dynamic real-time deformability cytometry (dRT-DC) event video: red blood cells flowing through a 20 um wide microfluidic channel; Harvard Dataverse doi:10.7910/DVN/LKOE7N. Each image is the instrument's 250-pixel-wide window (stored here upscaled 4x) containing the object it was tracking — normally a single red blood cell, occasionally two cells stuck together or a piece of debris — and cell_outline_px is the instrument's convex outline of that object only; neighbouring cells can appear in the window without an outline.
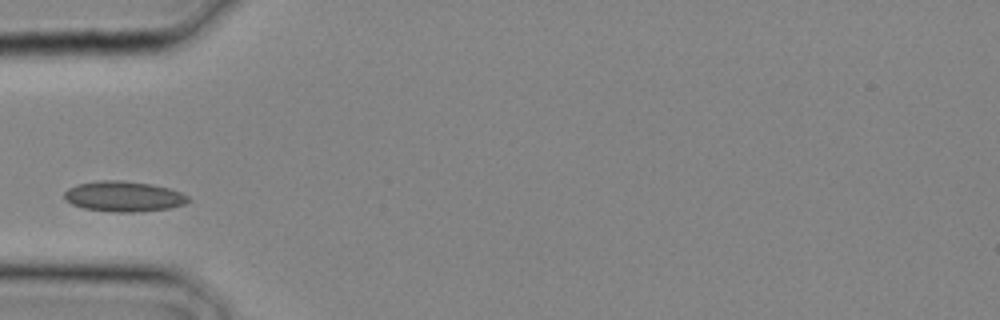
{"species": "common noctule bat (a hibernating species)", "species_latin": "Nyctalus noctula", "temperature_condition": "cold", "stored_images_in_passage": 4, "camera_frame_rate_fps": 3000, "um_per_image_px": 0.085, "animal": {"sex": "male", "body_mass_g": 20.4}, "frame": {"image": 1, "passage_image": 4, "time_ms": 1.0, "image_size_px": [1000, 320], "cell_outline_px": [[192, 200], [184, 204], [168, 208], [136, 212], [116, 212], [84, 208], [72, 204], [64, 200], [64, 192], [68, 188], [76, 184], [100, 180], [120, 180], [152, 184], [168, 188], [180, 192], [188, 196]], "centroid_in_image_um": [10.49, 16.69], "position_along_channel_um": 74.5, "area_um2": 21.96}}